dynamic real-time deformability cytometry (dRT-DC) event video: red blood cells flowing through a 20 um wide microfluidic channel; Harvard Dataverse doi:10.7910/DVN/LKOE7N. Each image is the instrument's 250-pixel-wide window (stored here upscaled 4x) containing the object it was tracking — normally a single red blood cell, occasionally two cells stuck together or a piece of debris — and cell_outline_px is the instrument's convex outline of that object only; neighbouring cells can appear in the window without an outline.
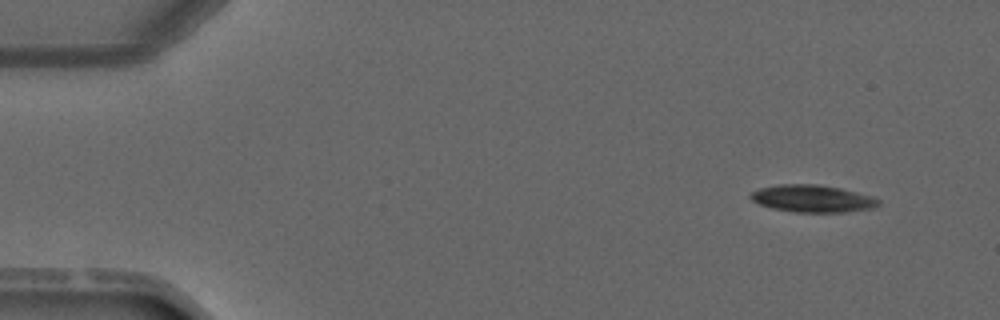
{"species": "common noctule bat (a hibernating species)", "species_latin": "Nyctalus noctula", "temperature_condition": "warm", "stored_images_in_passage": 4, "segment_of_instrument_passage": [1, 2], "camera_frame_rate_fps": 3000, "um_per_image_px": 0.085, "animal": {"sex": "male", "forearm_length_mm": 52.5}, "frame": {"image": 1, "passage_image": 1, "time_ms": 0.0, "image_size_px": [1000, 320], "cell_outline_px": [[880, 204], [872, 208], [844, 212], [792, 212], [772, 208], [760, 204], [752, 200], [748, 196], [752, 192], [760, 188], [780, 184], [816, 184], [840, 188], [872, 196], [880, 200]], "centroid_in_image_um": [69.05, 16.88], "position_along_channel_um": 15.9, "area_um2": 20.23}}